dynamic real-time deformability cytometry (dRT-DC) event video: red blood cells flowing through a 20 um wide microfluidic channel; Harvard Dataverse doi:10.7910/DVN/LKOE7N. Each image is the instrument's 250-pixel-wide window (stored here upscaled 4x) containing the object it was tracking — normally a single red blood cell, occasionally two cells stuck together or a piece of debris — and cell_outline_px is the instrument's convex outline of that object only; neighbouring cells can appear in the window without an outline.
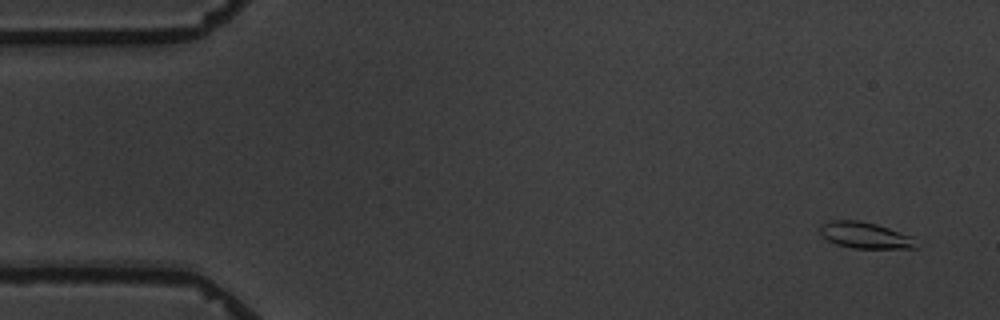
{"species": "common noctule bat (a hibernating species)", "species_latin": "Nyctalus noctula", "temperature_condition": "warm", "stored_images_in_passage": 5, "camera_frame_rate_fps": 3000, "um_per_image_px": 0.085, "animal": {"sex": "male", "body_mass_g": 19.5, "forearm_length_mm": 54.6}, "frame": {"image": 1, "passage_image": 1, "time_ms": 0.0, "image_size_px": [1000, 320], "cell_outline_px": [[916, 248], [852, 248], [836, 244], [828, 240], [820, 232], [820, 224], [828, 220], [860, 220], [876, 224], [912, 236]], "centroid_in_image_um": [73.48, 19.98], "position_along_channel_um": 11.5, "area_um2": 14.57}}
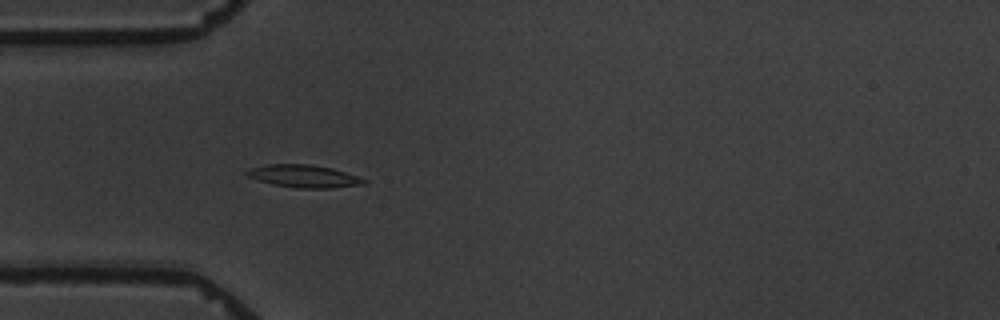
{"frame": {"image": 2, "passage_image": 5, "time_ms": 4.667, "image_size_px": [1000, 320], "cell_outline_px": [[368, 180], [364, 184], [332, 188], [296, 188], [272, 184], [248, 176], [244, 172], [248, 168], [268, 164], [308, 164], [332, 168]], "centroid_in_image_um": [25.8, 14.97], "position_along_channel_um": 59.2, "area_um2": 15.32}}